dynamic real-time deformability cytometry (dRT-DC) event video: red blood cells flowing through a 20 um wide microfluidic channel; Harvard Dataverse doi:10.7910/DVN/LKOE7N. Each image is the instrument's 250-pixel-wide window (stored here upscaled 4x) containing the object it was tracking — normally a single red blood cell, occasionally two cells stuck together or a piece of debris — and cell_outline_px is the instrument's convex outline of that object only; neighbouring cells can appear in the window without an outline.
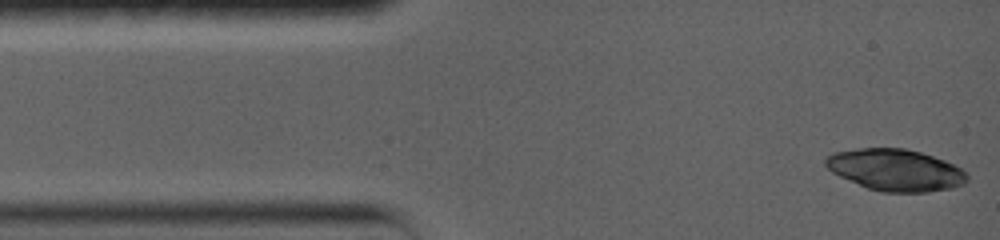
{"species": "common noctule bat (a hibernating species)", "species_latin": "Nyctalus noctula", "temperature_condition": "warm", "stored_images_in_passage": 5, "camera_frame_rate_fps": 5000, "um_per_image_px": 0.085, "animal": {"sex": "female", "body_mass_g": 19.0, "forearm_length_mm": 56.7}, "frame": {"image": 1, "passage_image": 1, "time_ms": 0.0, "image_size_px": [1000, 240], "cell_outline_px": [[968, 180], [964, 184], [952, 188], [928, 192], [880, 192], [868, 188], [840, 176], [832, 172], [824, 164], [824, 160], [832, 152], [860, 148], [904, 148], [920, 152], [944, 160], [960, 168], [968, 176]], "centroid_in_image_um": [76.11, 14.45], "position_along_channel_um": 8.9, "area_um2": 34.28}}